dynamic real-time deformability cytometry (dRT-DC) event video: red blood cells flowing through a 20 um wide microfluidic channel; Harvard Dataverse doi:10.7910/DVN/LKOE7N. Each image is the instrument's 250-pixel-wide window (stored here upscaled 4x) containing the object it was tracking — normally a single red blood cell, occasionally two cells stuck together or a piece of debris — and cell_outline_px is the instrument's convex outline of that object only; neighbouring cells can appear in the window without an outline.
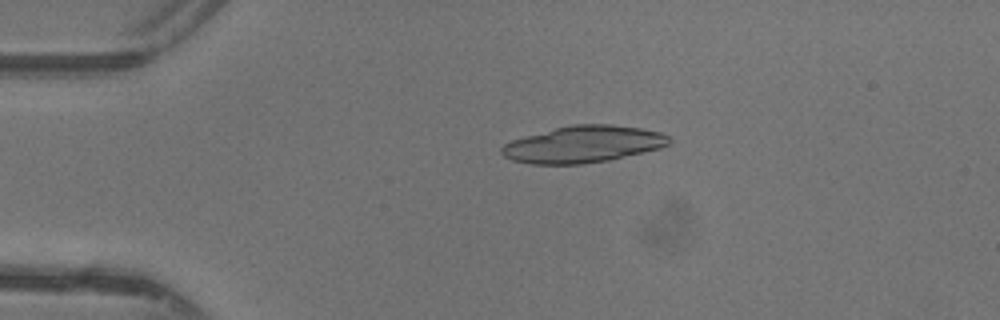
{"species": "common noctule bat (a hibernating species)", "species_latin": "Nyctalus noctula", "temperature_condition": "warm", "stored_images_in_passage": 46, "camera_frame_rate_fps": 3000, "um_per_image_px": 0.085, "animal": {"sex": "female"}, "frame": {"image": 1, "passage_image": 10, "time_ms": 3.0, "image_size_px": [1000, 320], "cell_outline_px": [[672, 140], [668, 144], [660, 148], [644, 152], [608, 160], [580, 164], [532, 164], [512, 160], [504, 156], [500, 152], [500, 148], [504, 144], [512, 140], [556, 128], [572, 124], [612, 124], [640, 128], [660, 132], [668, 136]], "centroid_in_image_um": [49.57, 12.26], "position_along_channel_um": 35.4, "area_um2": 35.66}}